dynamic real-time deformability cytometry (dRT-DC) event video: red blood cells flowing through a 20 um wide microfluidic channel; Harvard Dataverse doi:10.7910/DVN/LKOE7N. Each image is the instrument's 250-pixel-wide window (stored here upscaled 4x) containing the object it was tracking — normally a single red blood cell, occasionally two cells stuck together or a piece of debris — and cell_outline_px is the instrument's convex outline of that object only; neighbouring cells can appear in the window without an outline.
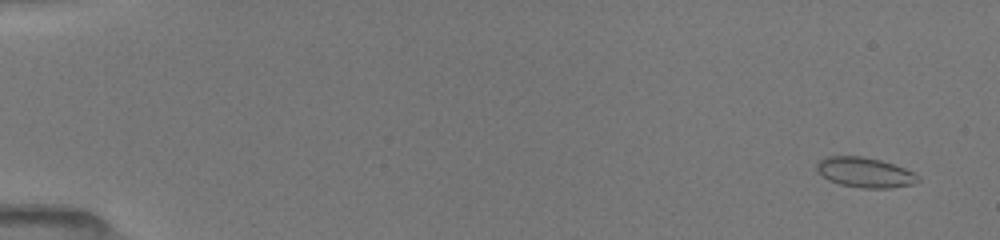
{"species": "common noctule bat (a hibernating species)", "species_latin": "Nyctalus noctula", "temperature_condition": "room temperature", "stored_images_in_passage": 36, "camera_frame_rate_fps": 3000, "um_per_image_px": 0.085, "animal": {"sex": "female", "body_mass_g": 19.5, "forearm_length_mm": 54.1}, "frame": {"image": 1, "passage_image": 3, "time_ms": 0.667, "image_size_px": [1000, 240], "cell_outline_px": [[920, 180], [912, 184], [888, 188], [860, 188], [840, 184], [828, 180], [816, 172], [816, 164], [824, 156], [860, 156], [880, 160], [904, 168], [920, 176]], "centroid_in_image_um": [73.47, 14.66], "position_along_channel_um": 11.5, "area_um2": 17.74}}
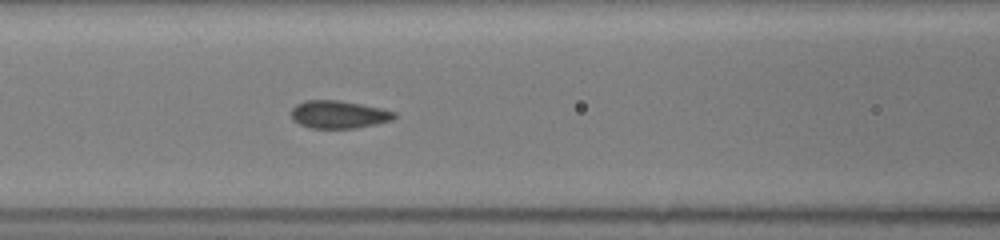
{"frame": {"image": 2, "passage_image": 22, "time_ms": 7.667, "image_size_px": [1000, 240], "cell_outline_px": [[396, 116], [392, 120], [376, 124], [356, 128], [308, 128], [292, 120], [292, 108], [296, 104], [304, 100], [340, 100], [380, 108], [396, 112]], "centroid_in_image_um": [28.77, 9.73], "position_along_channel_um": 137.8, "area_um2": 16.7}}
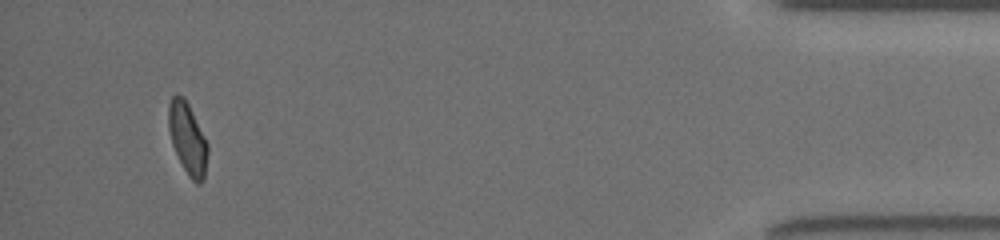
{"frame": {"image": 3, "passage_image": 36, "time_ms": 16.333, "image_size_px": [1000, 240], "cell_outline_px": [[208, 152], [204, 180], [200, 184], [196, 184], [188, 176], [172, 144], [168, 128], [168, 104], [172, 96], [184, 96], [208, 144]], "centroid_in_image_um": [15.95, 11.8], "position_along_channel_um": 419.3, "area_um2": 16.18}, "authors_computed_cell_mechanics": {"area_um2": 16.9354, "velocity_mm_per_s": 3.9893, "shape_relaxation_time_tau1_ms": 7.0909, "shape_relaxation_time_tau2_ms": null, "deformation_change_tau1": 0.1299, "deformation_change_tau2": null}}